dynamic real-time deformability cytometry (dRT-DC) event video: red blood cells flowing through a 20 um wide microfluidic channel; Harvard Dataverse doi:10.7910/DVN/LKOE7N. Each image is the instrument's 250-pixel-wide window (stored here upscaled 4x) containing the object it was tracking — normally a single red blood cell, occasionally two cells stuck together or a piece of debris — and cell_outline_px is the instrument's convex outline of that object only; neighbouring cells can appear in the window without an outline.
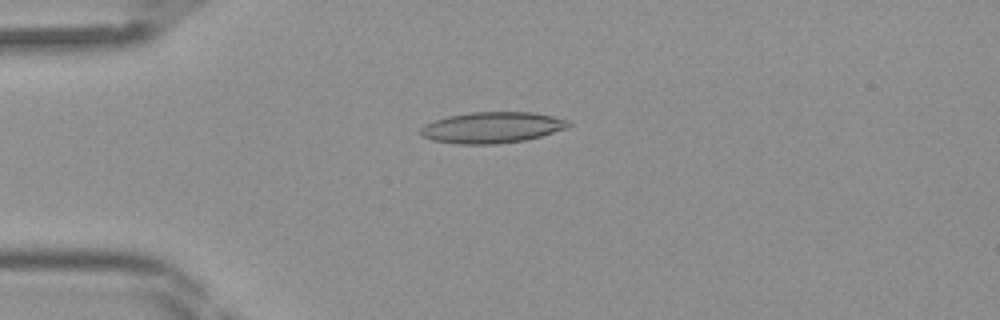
{"species": "Egyptian fruit bat (a non-hibernating species)", "species_latin": "Rousettus aegyptiacus", "temperature_condition": "room temperature", "stored_images_in_passage": 43, "camera_frame_rate_fps": 3000, "um_per_image_px": 0.085, "frame": {"image": 1, "passage_image": 11, "time_ms": 3.333, "image_size_px": [1000, 320], "cell_outline_px": [[572, 124], [568, 128], [540, 136], [524, 140], [496, 144], [456, 144], [432, 140], [424, 136], [420, 132], [420, 128], [424, 124], [448, 116], [472, 112], [532, 112], [572, 120]], "centroid_in_image_um": [41.86, 10.83], "position_along_channel_um": 43.1, "area_um2": 26.82}}
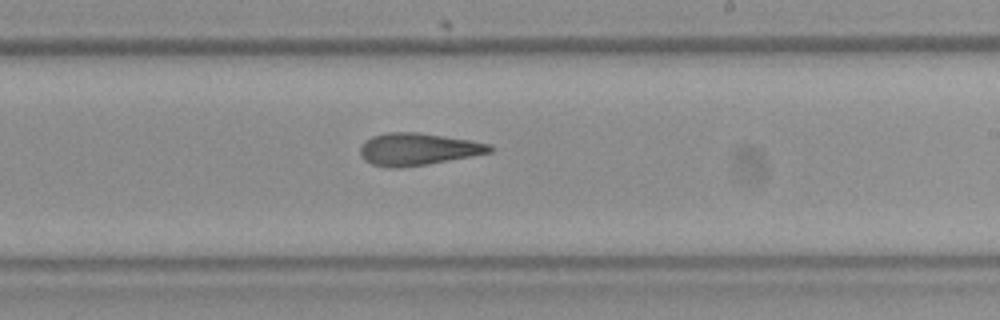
{"frame": {"image": 2, "passage_image": 26, "time_ms": 8.333, "image_size_px": [1000, 320], "cell_outline_px": [[492, 152], [428, 164], [400, 168], [392, 168], [372, 164], [364, 160], [360, 156], [360, 148], [372, 136], [388, 132], [416, 132], [472, 140], [492, 144]], "centroid_in_image_um": [35.53, 12.68], "position_along_channel_um": 253.5, "area_um2": 24.22}}
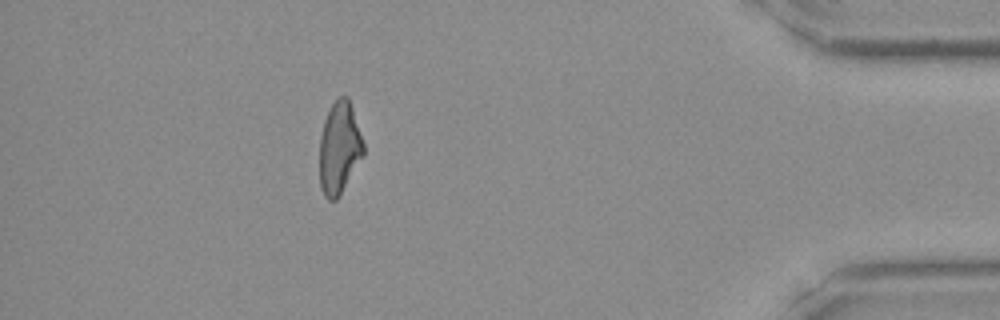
{"frame": {"image": 3, "passage_image": 39, "time_ms": 12.667, "image_size_px": [1000, 320], "cell_outline_px": [[364, 156], [340, 196], [336, 200], [328, 200], [324, 196], [320, 188], [320, 136], [324, 120], [332, 104], [340, 96], [348, 96], [364, 144]], "centroid_in_image_um": [28.85, 12.63], "position_along_channel_um": 406.4, "area_um2": 23.7}}